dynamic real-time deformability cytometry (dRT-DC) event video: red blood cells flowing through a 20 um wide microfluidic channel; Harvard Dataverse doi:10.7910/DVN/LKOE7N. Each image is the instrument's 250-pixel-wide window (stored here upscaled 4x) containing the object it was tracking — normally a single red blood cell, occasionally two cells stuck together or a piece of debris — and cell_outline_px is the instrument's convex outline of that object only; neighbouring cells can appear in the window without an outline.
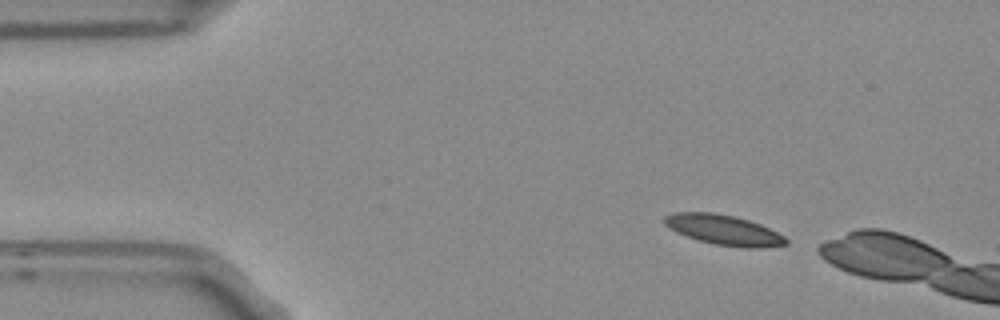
{"species": "Egyptian fruit bat (a non-hibernating species)", "species_latin": "Rousettus aegyptiacus", "temperature_condition": "room temperature", "stored_images_in_passage": 3, "camera_frame_rate_fps": 3000, "um_per_image_px": 0.085, "frame": {"image": 1, "passage_image": 1, "time_ms": 0.0, "image_size_px": [1000, 320], "cell_outline_px": [[788, 244], [764, 248], [744, 248], [716, 244], [700, 240], [676, 232], [668, 228], [664, 224], [664, 216], [676, 212], [712, 212], [732, 216], [748, 220], [760, 224], [784, 236], [788, 240]], "centroid_in_image_um": [61.52, 19.55], "position_along_channel_um": 23.5, "area_um2": 21.15}}